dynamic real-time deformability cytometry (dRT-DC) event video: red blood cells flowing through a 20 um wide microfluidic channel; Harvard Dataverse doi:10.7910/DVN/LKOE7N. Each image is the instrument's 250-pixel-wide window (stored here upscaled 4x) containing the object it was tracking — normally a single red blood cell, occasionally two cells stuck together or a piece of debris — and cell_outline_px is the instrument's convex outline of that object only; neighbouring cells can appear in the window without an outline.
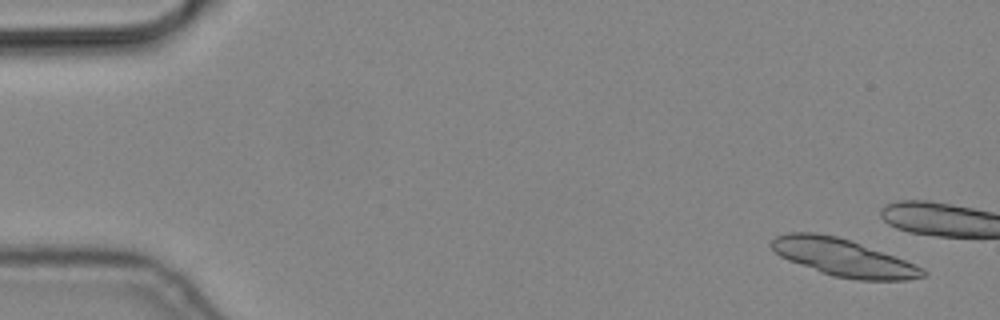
{"species": "common noctule bat (a hibernating species)", "species_latin": "Nyctalus noctula", "temperature_condition": "cold", "stored_images_in_passage": 4, "camera_frame_rate_fps": 3000, "um_per_image_px": 0.085, "animal": {"sex": "male", "body_mass_g": 19.2, "forearm_length_mm": 51.8}, "frame": {"image": 1, "passage_image": 1, "time_ms": 0.0, "image_size_px": [1000, 320], "cell_outline_px": [[928, 272], [924, 276], [908, 280], [856, 280], [832, 276], [820, 272], [788, 260], [780, 256], [772, 248], [772, 240], [776, 236], [788, 232], [816, 232], [836, 236], [860, 244], [904, 260], [924, 268]], "centroid_in_image_um": [71.66, 21.9], "position_along_channel_um": 13.3, "area_um2": 32.6}}